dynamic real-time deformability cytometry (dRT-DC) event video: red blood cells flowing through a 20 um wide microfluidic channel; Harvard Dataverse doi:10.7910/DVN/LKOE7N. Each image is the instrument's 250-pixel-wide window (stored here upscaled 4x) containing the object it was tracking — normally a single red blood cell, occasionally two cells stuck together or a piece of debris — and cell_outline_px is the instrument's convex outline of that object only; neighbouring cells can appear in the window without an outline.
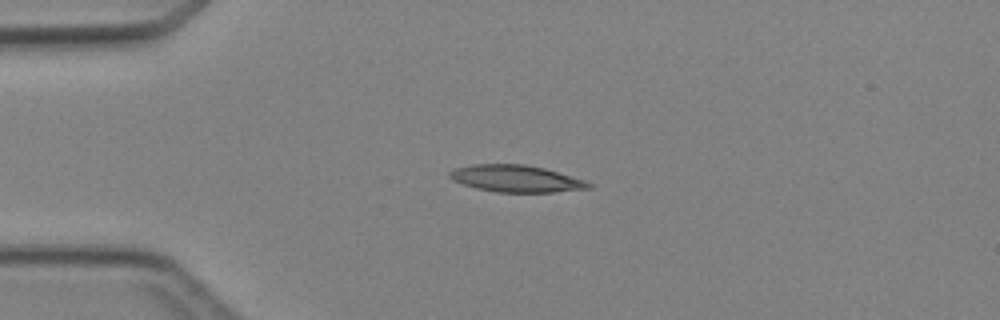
{"species": "Egyptian fruit bat (a non-hibernating species)", "species_latin": "Rousettus aegyptiacus", "temperature_condition": "cold", "stored_images_in_passage": 3, "camera_frame_rate_fps": 3000, "um_per_image_px": 0.085, "animal": {"sex": "female"}, "frame": {"image": 1, "passage_image": 2, "time_ms": 1.0, "image_size_px": [1000, 320], "cell_outline_px": [[592, 188], [552, 192], [496, 192], [476, 188], [452, 180], [448, 176], [448, 172], [456, 168], [472, 164], [524, 164], [544, 168], [584, 180], [592, 184]], "centroid_in_image_um": [43.84, 15.18], "position_along_channel_um": 41.2, "area_um2": 21.68}}
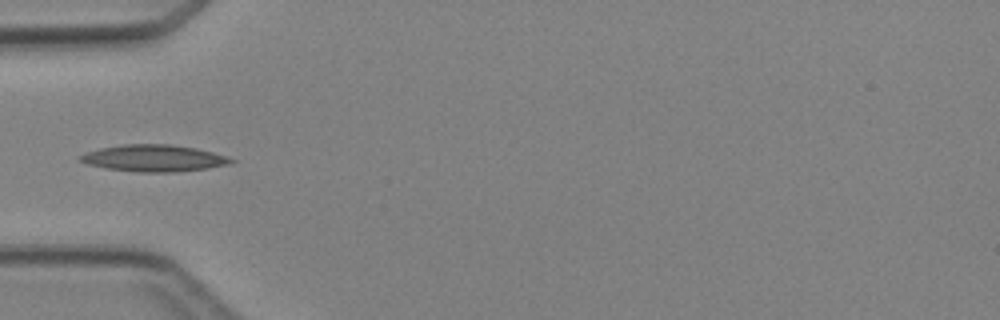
{"frame": {"image": 2, "passage_image": 3, "time_ms": 2.333, "image_size_px": [1000, 320], "cell_outline_px": [[236, 160], [228, 164], [208, 168], [176, 172], [136, 172], [108, 168], [88, 164], [80, 160], [76, 156], [84, 152], [100, 148], [124, 144], [168, 144], [196, 148], [212, 152]], "centroid_in_image_um": [13.03, 13.44], "position_along_channel_um": 72.0, "area_um2": 23.41}}